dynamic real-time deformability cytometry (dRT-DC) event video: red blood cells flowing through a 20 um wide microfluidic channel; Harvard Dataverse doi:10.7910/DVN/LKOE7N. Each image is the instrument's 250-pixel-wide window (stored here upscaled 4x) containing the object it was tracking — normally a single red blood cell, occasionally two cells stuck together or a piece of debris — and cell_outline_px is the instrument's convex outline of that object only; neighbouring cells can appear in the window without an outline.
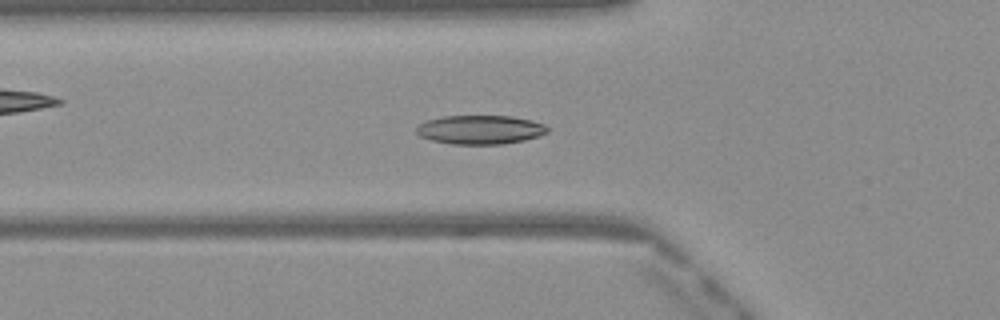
{"species": "Egyptian fruit bat (a non-hibernating species)", "species_latin": "Rousettus aegyptiacus", "temperature_condition": "warm", "stored_images_in_passage": 50, "camera_frame_rate_fps": 3000, "um_per_image_px": 0.085, "frame": {"image": 1, "passage_image": 18, "time_ms": 5.667, "image_size_px": [1000, 320], "cell_outline_px": [[548, 132], [540, 136], [524, 140], [504, 144], [452, 144], [432, 140], [420, 136], [416, 132], [416, 128], [420, 124], [428, 120], [444, 116], [512, 116], [532, 120], [544, 124], [548, 128]], "centroid_in_image_um": [40.85, 11.02], "position_along_channel_um": 85.0, "area_um2": 22.08}}
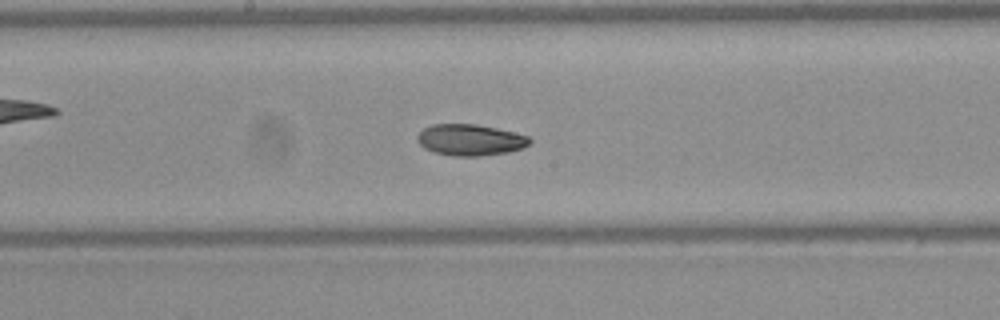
{"frame": {"image": 2, "passage_image": 27, "time_ms": 8.667, "image_size_px": [1000, 320], "cell_outline_px": [[532, 140], [524, 148], [508, 152], [480, 156], [452, 156], [432, 152], [424, 148], [416, 140], [416, 136], [424, 128], [432, 124], [476, 124], [496, 128], [528, 136]], "centroid_in_image_um": [39.94, 11.9], "position_along_channel_um": 208.3, "area_um2": 20.58}}
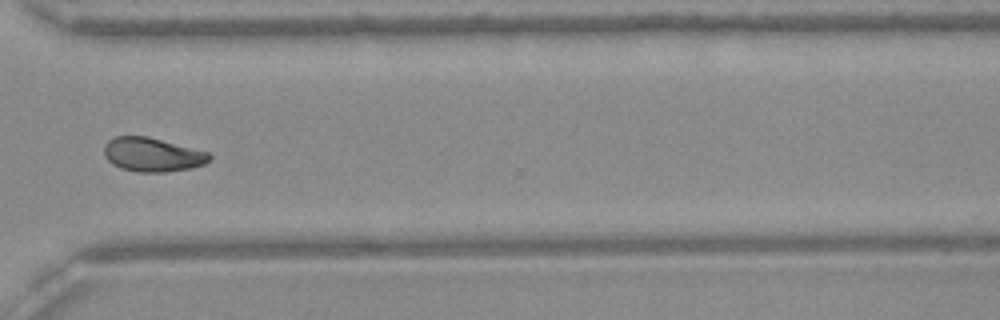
{"frame": {"image": 3, "passage_image": 38, "time_ms": 12.333, "image_size_px": [1000, 320], "cell_outline_px": [[212, 156], [204, 164], [192, 168], [164, 172], [140, 172], [120, 168], [112, 164], [104, 156], [104, 144], [108, 140], [116, 136], [148, 136], [208, 152]], "centroid_in_image_um": [12.93, 13.14], "position_along_channel_um": 357.7, "area_um2": 20.87}, "authors_computed_cell_mechanics": {"area_um2": 20.9814, "velocity_mm_per_s": 4.073, "shape_relaxation_time_tau1_ms": 5.7334, "shape_relaxation_time_tau2_ms": 3.9961, "deformation_change_tau1": 0.1408, "deformation_change_tau2": 0.0749}}